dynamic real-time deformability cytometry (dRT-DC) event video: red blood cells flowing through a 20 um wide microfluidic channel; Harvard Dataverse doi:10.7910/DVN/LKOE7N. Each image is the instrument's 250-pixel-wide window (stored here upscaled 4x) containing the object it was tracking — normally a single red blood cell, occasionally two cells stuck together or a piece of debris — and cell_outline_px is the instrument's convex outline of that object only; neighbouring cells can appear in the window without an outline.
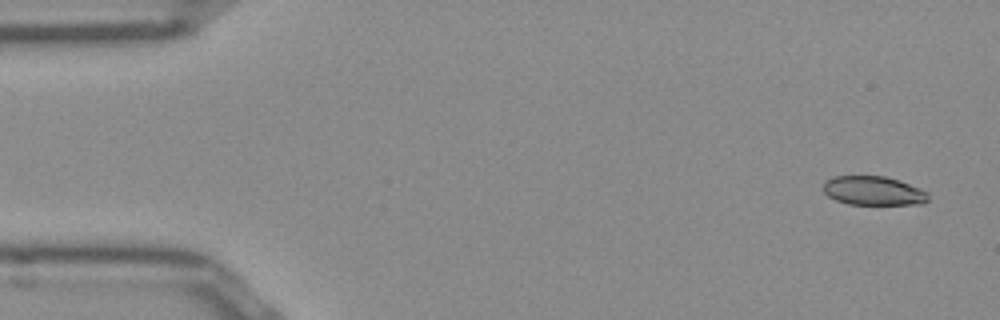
{"species": "Egyptian fruit bat (a non-hibernating species)", "species_latin": "Rousettus aegyptiacus", "temperature_condition": "room temperature", "stored_images_in_passage": 50, "camera_frame_rate_fps": 3000, "um_per_image_px": 0.085, "frame": {"image": 1, "passage_image": 1, "time_ms": 0.0, "image_size_px": [1000, 320], "cell_outline_px": [[928, 200], [924, 204], [848, 204], [836, 200], [828, 196], [824, 192], [824, 180], [832, 176], [884, 176], [920, 188], [928, 192]], "centroid_in_image_um": [74.22, 16.21], "position_along_channel_um": 10.8, "area_um2": 17.69}}
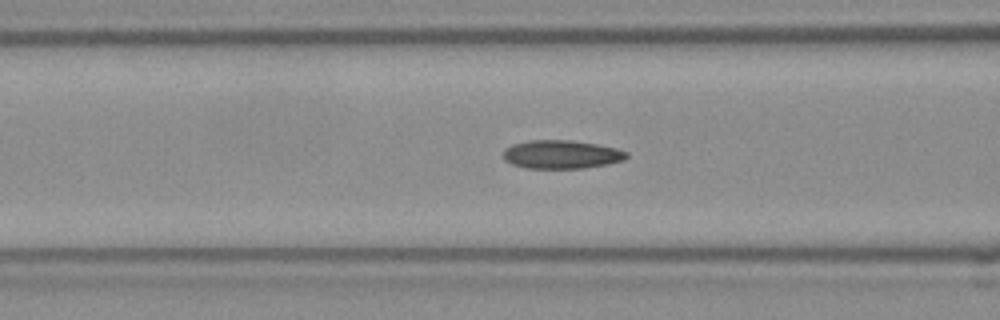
{"frame": {"image": 2, "passage_image": 18, "time_ms": 5.667, "image_size_px": [1000, 320], "cell_outline_px": [[628, 156], [624, 160], [584, 168], [524, 168], [512, 164], [504, 160], [504, 148], [512, 144], [528, 140], [572, 140], [596, 144], [616, 148], [628, 152]], "centroid_in_image_um": [47.69, 13.12], "position_along_channel_um": 118.9, "area_um2": 20.46}}
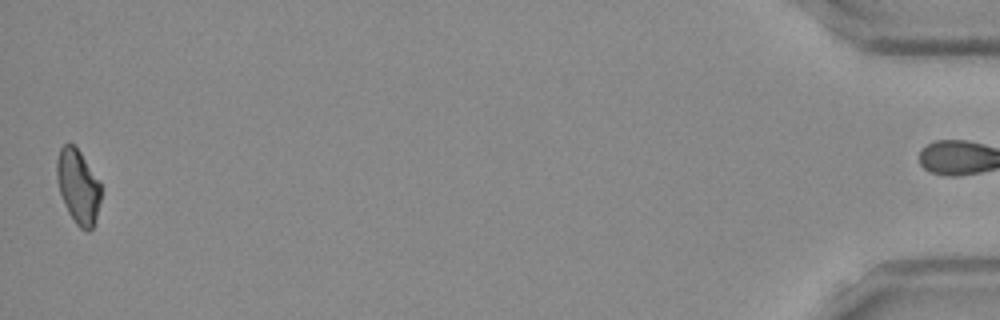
{"frame": {"image": 3, "passage_image": 49, "time_ms": 16.0, "image_size_px": [1000, 320], "cell_outline_px": [[100, 200], [96, 216], [92, 228], [88, 232], [80, 228], [76, 224], [68, 212], [64, 204], [60, 192], [56, 176], [56, 160], [60, 148], [64, 144], [72, 144], [80, 152], [100, 180]], "centroid_in_image_um": [6.63, 15.85], "position_along_channel_um": 428.6, "area_um2": 19.02}, "authors_computed_cell_mechanics": {"area_um2": 19.652, "velocity_mm_per_s": 3.948, "shape_relaxation_time_tau1_ms": null, "shape_relaxation_time_tau2_ms": 8.9978, "deformation_change_tau1": null, "deformation_change_tau2": 0.131}}